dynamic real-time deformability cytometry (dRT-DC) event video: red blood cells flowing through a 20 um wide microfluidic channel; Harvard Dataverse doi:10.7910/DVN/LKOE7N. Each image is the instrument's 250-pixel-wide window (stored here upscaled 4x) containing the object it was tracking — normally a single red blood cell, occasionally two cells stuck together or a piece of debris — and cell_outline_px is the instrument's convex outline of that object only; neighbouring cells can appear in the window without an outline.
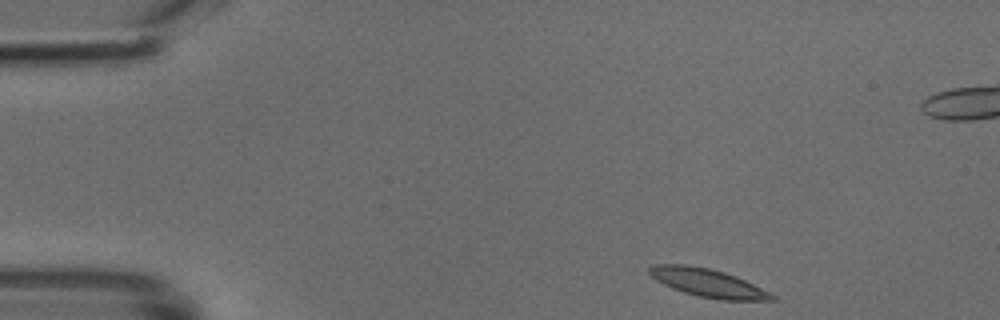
{"species": "common noctule bat (a hibernating species)", "species_latin": "Nyctalus noctula", "temperature_condition": "cold", "stored_images_in_passage": 44, "camera_frame_rate_fps": 3000, "um_per_image_px": 0.085, "animal": {"sex": "male", "body_mass_g": 18.8}, "frame": {"image": 1, "passage_image": 1, "time_ms": 0.0, "image_size_px": [1000, 320], "cell_outline_px": [[776, 300], [720, 300], [700, 296], [684, 292], [672, 288], [656, 280], [648, 272], [648, 268], [656, 264], [684, 264], [708, 268], [724, 272], [736, 276], [776, 296]], "centroid_in_image_um": [60.14, 24.04], "position_along_channel_um": 24.9, "area_um2": 19.83}}
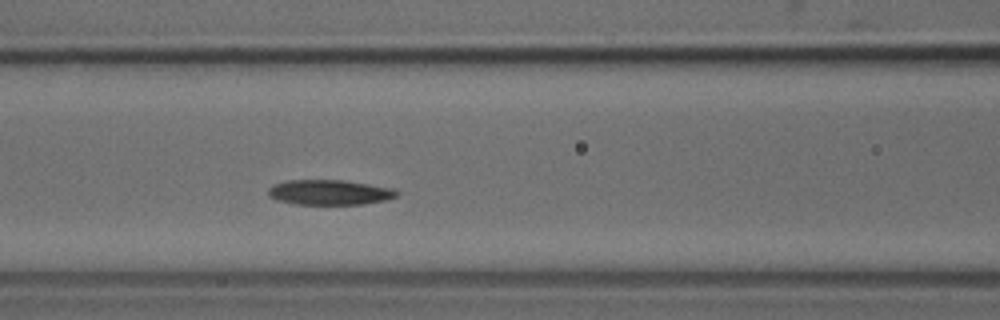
{"frame": {"image": 2, "passage_image": 15, "time_ms": 4.667, "image_size_px": [1000, 320], "cell_outline_px": [[400, 192], [396, 196], [384, 200], [364, 204], [296, 204], [276, 200], [268, 196], [268, 188], [272, 184], [288, 180], [344, 180], [392, 188]], "centroid_in_image_um": [27.96, 16.34], "position_along_channel_um": 138.6, "area_um2": 18.79}}
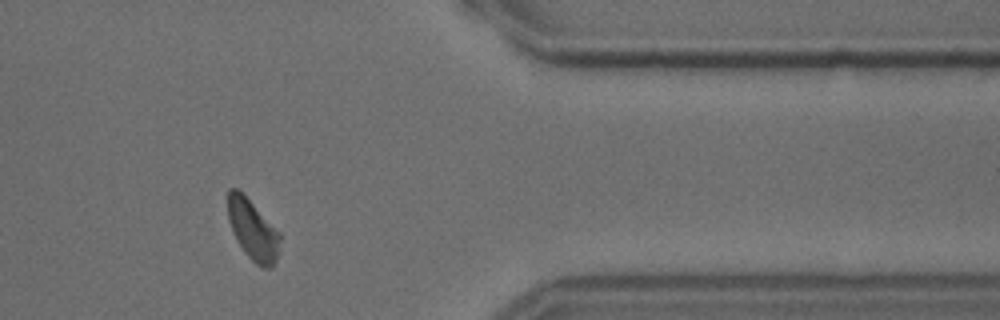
{"frame": {"image": 3, "passage_image": 35, "time_ms": 11.333, "image_size_px": [1000, 320], "cell_outline_px": [[280, 240], [276, 260], [272, 268], [260, 268], [244, 252], [228, 220], [228, 188], [236, 188], [280, 232]], "centroid_in_image_um": [21.5, 19.58], "position_along_channel_um": 389.9, "area_um2": 17.8}}